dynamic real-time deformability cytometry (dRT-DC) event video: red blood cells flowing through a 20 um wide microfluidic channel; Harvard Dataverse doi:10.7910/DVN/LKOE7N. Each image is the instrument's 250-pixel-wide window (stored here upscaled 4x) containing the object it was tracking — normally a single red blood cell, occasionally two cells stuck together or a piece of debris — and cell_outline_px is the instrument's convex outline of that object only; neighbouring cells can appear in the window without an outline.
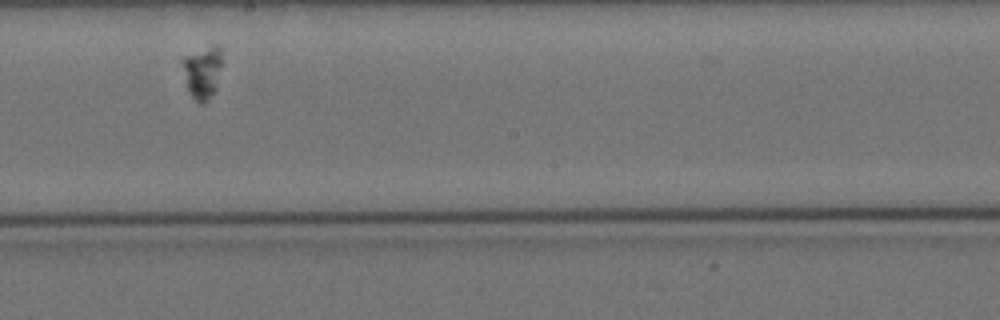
{"species": "Egyptian fruit bat (a non-hibernating species)", "species_latin": "Rousettus aegyptiacus", "temperature_condition": "cold", "stored_images_in_passage": 13, "segment_of_instrument_passage": [2, 2], "camera_frame_rate_fps": 3000, "um_per_image_px": 0.085, "animal": {"sex": "female"}, "frame": {"image": 1, "passage_image": 8, "time_ms": 8.667, "image_size_px": [1000, 320], "cell_outline_px": [[220, 64], [216, 88], [204, 104], [200, 104], [192, 96], [188, 88], [180, 60], [212, 44], [216, 44], [220, 48]], "centroid_in_image_um": [17.2, 6.14], "position_along_channel_um": 231.0, "area_um2": 11.62}}
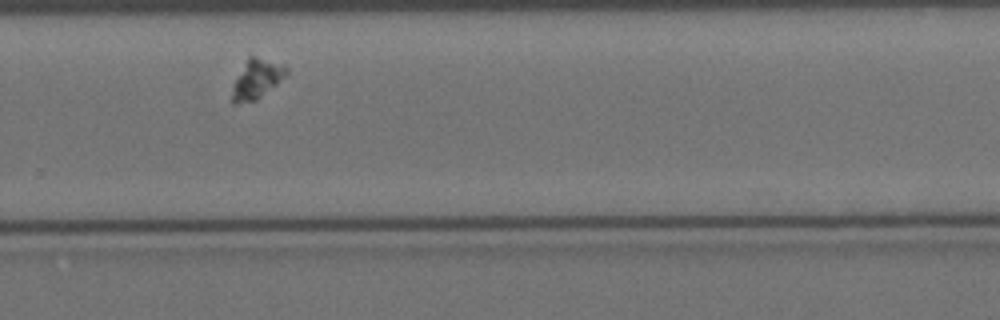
{"frame": {"image": 2, "passage_image": 10, "time_ms": 11.0, "image_size_px": [1000, 320], "cell_outline_px": [[288, 72], [276, 84], [256, 100], [236, 104], [232, 104], [232, 92], [236, 80], [248, 56], [252, 56], [284, 64], [288, 68]], "centroid_in_image_um": [21.83, 6.72], "position_along_channel_um": 308.0, "area_um2": 12.02}}
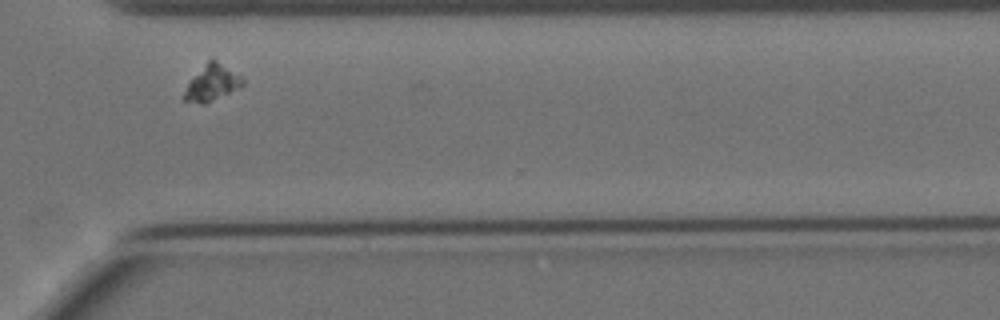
{"frame": {"image": 3, "passage_image": 11, "time_ms": 12.333, "image_size_px": [1000, 320], "cell_outline_px": [[244, 84], [240, 88], [204, 104], [200, 104], [184, 100], [180, 96], [188, 84], [208, 60], [212, 56], [240, 76], [244, 80]], "centroid_in_image_um": [18.01, 7.05], "position_along_channel_um": 352.6, "area_um2": 12.2}}